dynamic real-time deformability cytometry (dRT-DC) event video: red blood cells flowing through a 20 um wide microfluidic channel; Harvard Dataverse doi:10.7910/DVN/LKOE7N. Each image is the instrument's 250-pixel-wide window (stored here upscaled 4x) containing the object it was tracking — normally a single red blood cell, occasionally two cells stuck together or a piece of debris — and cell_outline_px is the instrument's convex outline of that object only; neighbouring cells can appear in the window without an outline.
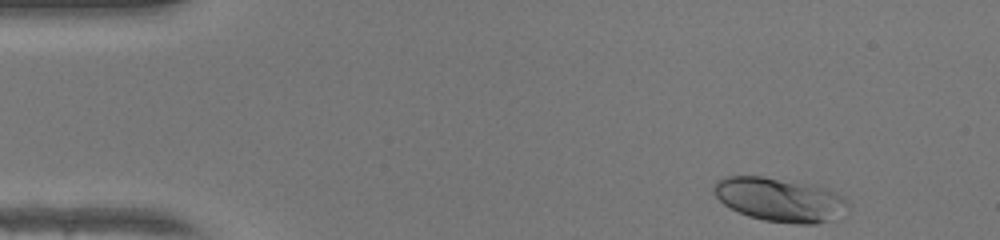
{"species": "human", "species_latin": "Homo sapiens", "temperature_condition": "warm", "stored_images_in_passage": 45, "camera_frame_rate_fps": 3000, "um_per_image_px": 0.085, "donor": {"sex": "female"}, "frame": {"image": 1, "passage_image": 1, "time_ms": 0.0, "image_size_px": [1000, 240], "cell_outline_px": [[848, 208], [828, 220], [816, 224], [796, 224], [764, 220], [748, 216], [724, 204], [712, 192], [712, 188], [716, 180], [724, 176], [764, 176], [816, 184], [836, 192], [848, 200]], "centroid_in_image_um": [66.25, 16.94], "position_along_channel_um": 18.7, "area_um2": 34.39}}
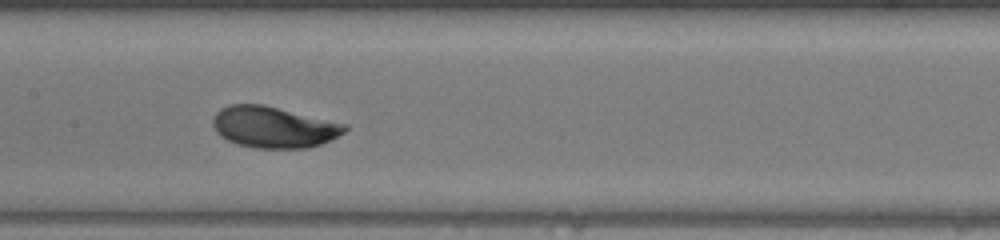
{"frame": {"image": 2, "passage_image": 20, "time_ms": 6.333, "image_size_px": [1000, 240], "cell_outline_px": [[348, 128], [344, 132], [320, 144], [308, 148], [256, 148], [236, 144], [220, 136], [216, 132], [212, 124], [212, 120], [216, 112], [220, 108], [228, 104], [264, 104], [348, 124]], "centroid_in_image_um": [23.23, 10.79], "position_along_channel_um": 184.2, "area_um2": 31.91}}
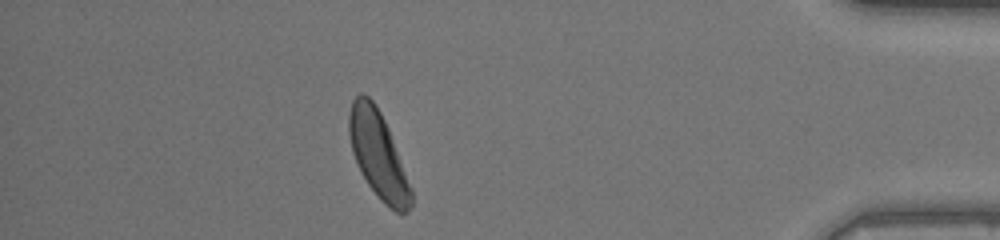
{"frame": {"image": 3, "passage_image": 39, "time_ms": 12.667, "image_size_px": [1000, 240], "cell_outline_px": [[412, 204], [408, 212], [396, 212], [384, 204], [380, 200], [368, 184], [360, 172], [352, 152], [348, 132], [348, 112], [352, 100], [360, 92], [368, 96], [376, 104], [388, 128], [412, 188]], "centroid_in_image_um": [32.12, 13.15], "position_along_channel_um": 403.1, "area_um2": 31.39}, "authors_computed_cell_mechanics": {"area_um2": 31.0386, "velocity_mm_per_s": 4.1928, "shape_relaxation_time_tau1_ms": 2.0993, "shape_relaxation_time_tau2_ms": null, "deformation_change_tau1": 0.1501, "deformation_change_tau2": null}}